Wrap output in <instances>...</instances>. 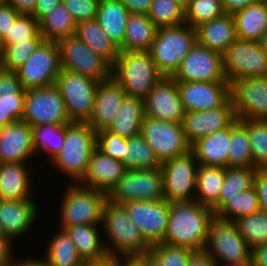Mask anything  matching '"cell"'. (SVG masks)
I'll use <instances>...</instances> for the list:
<instances>
[{
  "label": "cell",
  "mask_w": 267,
  "mask_h": 266,
  "mask_svg": "<svg viewBox=\"0 0 267 266\" xmlns=\"http://www.w3.org/2000/svg\"><path fill=\"white\" fill-rule=\"evenodd\" d=\"M214 217L210 207L195 200L169 202L168 228L161 243L201 251Z\"/></svg>",
  "instance_id": "6da1fadb"
},
{
  "label": "cell",
  "mask_w": 267,
  "mask_h": 266,
  "mask_svg": "<svg viewBox=\"0 0 267 266\" xmlns=\"http://www.w3.org/2000/svg\"><path fill=\"white\" fill-rule=\"evenodd\" d=\"M96 148V132L88 123L66 125V136L60 153L49 163L64 175L67 183H80L87 174L90 156ZM70 179V180H69Z\"/></svg>",
  "instance_id": "7a4b0ae2"
},
{
  "label": "cell",
  "mask_w": 267,
  "mask_h": 266,
  "mask_svg": "<svg viewBox=\"0 0 267 266\" xmlns=\"http://www.w3.org/2000/svg\"><path fill=\"white\" fill-rule=\"evenodd\" d=\"M101 226L109 255L140 256L151 249L122 205L107 200L103 206Z\"/></svg>",
  "instance_id": "3957f363"
},
{
  "label": "cell",
  "mask_w": 267,
  "mask_h": 266,
  "mask_svg": "<svg viewBox=\"0 0 267 266\" xmlns=\"http://www.w3.org/2000/svg\"><path fill=\"white\" fill-rule=\"evenodd\" d=\"M58 202V227L65 229L74 225H102L103 206L107 194L80 183H68ZM60 220V221H59Z\"/></svg>",
  "instance_id": "277c9868"
},
{
  "label": "cell",
  "mask_w": 267,
  "mask_h": 266,
  "mask_svg": "<svg viewBox=\"0 0 267 266\" xmlns=\"http://www.w3.org/2000/svg\"><path fill=\"white\" fill-rule=\"evenodd\" d=\"M112 77L120 84L126 96L145 99L163 77L149 52L120 51L112 66Z\"/></svg>",
  "instance_id": "5b68a950"
},
{
  "label": "cell",
  "mask_w": 267,
  "mask_h": 266,
  "mask_svg": "<svg viewBox=\"0 0 267 266\" xmlns=\"http://www.w3.org/2000/svg\"><path fill=\"white\" fill-rule=\"evenodd\" d=\"M196 43V30L188 24L157 28L150 50L153 62L163 77H172L183 58Z\"/></svg>",
  "instance_id": "8992f818"
},
{
  "label": "cell",
  "mask_w": 267,
  "mask_h": 266,
  "mask_svg": "<svg viewBox=\"0 0 267 266\" xmlns=\"http://www.w3.org/2000/svg\"><path fill=\"white\" fill-rule=\"evenodd\" d=\"M203 250L210 255L217 266L252 260V249L240 235L236 223L216 216L209 225Z\"/></svg>",
  "instance_id": "52a82bcc"
},
{
  "label": "cell",
  "mask_w": 267,
  "mask_h": 266,
  "mask_svg": "<svg viewBox=\"0 0 267 266\" xmlns=\"http://www.w3.org/2000/svg\"><path fill=\"white\" fill-rule=\"evenodd\" d=\"M107 200L117 205L132 200H165L161 168L127 170L107 194Z\"/></svg>",
  "instance_id": "ba28073f"
},
{
  "label": "cell",
  "mask_w": 267,
  "mask_h": 266,
  "mask_svg": "<svg viewBox=\"0 0 267 266\" xmlns=\"http://www.w3.org/2000/svg\"><path fill=\"white\" fill-rule=\"evenodd\" d=\"M99 81L88 76L61 69L55 85L65 102L71 122L87 123L93 114Z\"/></svg>",
  "instance_id": "9c48e42d"
},
{
  "label": "cell",
  "mask_w": 267,
  "mask_h": 266,
  "mask_svg": "<svg viewBox=\"0 0 267 266\" xmlns=\"http://www.w3.org/2000/svg\"><path fill=\"white\" fill-rule=\"evenodd\" d=\"M31 127L43 124H71L65 102L53 84L46 87L26 90L24 98V113L21 118Z\"/></svg>",
  "instance_id": "30bf717a"
},
{
  "label": "cell",
  "mask_w": 267,
  "mask_h": 266,
  "mask_svg": "<svg viewBox=\"0 0 267 266\" xmlns=\"http://www.w3.org/2000/svg\"><path fill=\"white\" fill-rule=\"evenodd\" d=\"M57 43L61 69L88 76L99 82L112 77V66L76 35L61 38Z\"/></svg>",
  "instance_id": "8fae6325"
},
{
  "label": "cell",
  "mask_w": 267,
  "mask_h": 266,
  "mask_svg": "<svg viewBox=\"0 0 267 266\" xmlns=\"http://www.w3.org/2000/svg\"><path fill=\"white\" fill-rule=\"evenodd\" d=\"M60 71V49L57 41L43 40L16 73L23 89L29 90L55 84Z\"/></svg>",
  "instance_id": "7c38bea8"
},
{
  "label": "cell",
  "mask_w": 267,
  "mask_h": 266,
  "mask_svg": "<svg viewBox=\"0 0 267 266\" xmlns=\"http://www.w3.org/2000/svg\"><path fill=\"white\" fill-rule=\"evenodd\" d=\"M223 69L230 84L243 78L267 76V54L258 42L236 39L223 53Z\"/></svg>",
  "instance_id": "4fadbf2b"
},
{
  "label": "cell",
  "mask_w": 267,
  "mask_h": 266,
  "mask_svg": "<svg viewBox=\"0 0 267 266\" xmlns=\"http://www.w3.org/2000/svg\"><path fill=\"white\" fill-rule=\"evenodd\" d=\"M140 134L162 163L191 151L182 124L144 117Z\"/></svg>",
  "instance_id": "5bb4252c"
},
{
  "label": "cell",
  "mask_w": 267,
  "mask_h": 266,
  "mask_svg": "<svg viewBox=\"0 0 267 266\" xmlns=\"http://www.w3.org/2000/svg\"><path fill=\"white\" fill-rule=\"evenodd\" d=\"M199 164L193 152L168 159L161 164L164 199L168 202L193 201Z\"/></svg>",
  "instance_id": "9a60e30c"
},
{
  "label": "cell",
  "mask_w": 267,
  "mask_h": 266,
  "mask_svg": "<svg viewBox=\"0 0 267 266\" xmlns=\"http://www.w3.org/2000/svg\"><path fill=\"white\" fill-rule=\"evenodd\" d=\"M172 78L182 82H228L223 69V54L196 42Z\"/></svg>",
  "instance_id": "2e32d148"
},
{
  "label": "cell",
  "mask_w": 267,
  "mask_h": 266,
  "mask_svg": "<svg viewBox=\"0 0 267 266\" xmlns=\"http://www.w3.org/2000/svg\"><path fill=\"white\" fill-rule=\"evenodd\" d=\"M131 221L143 238L152 246L161 243L166 235L169 218V202L132 200L123 203Z\"/></svg>",
  "instance_id": "e0dca14e"
},
{
  "label": "cell",
  "mask_w": 267,
  "mask_h": 266,
  "mask_svg": "<svg viewBox=\"0 0 267 266\" xmlns=\"http://www.w3.org/2000/svg\"><path fill=\"white\" fill-rule=\"evenodd\" d=\"M40 210L43 211L40 209V201L38 203L35 198L0 199V233L16 244L15 242L32 233L31 229L35 228V223L40 220Z\"/></svg>",
  "instance_id": "ac0fdd59"
},
{
  "label": "cell",
  "mask_w": 267,
  "mask_h": 266,
  "mask_svg": "<svg viewBox=\"0 0 267 266\" xmlns=\"http://www.w3.org/2000/svg\"><path fill=\"white\" fill-rule=\"evenodd\" d=\"M231 98L238 120H267V76L234 81L231 84Z\"/></svg>",
  "instance_id": "d6986e66"
},
{
  "label": "cell",
  "mask_w": 267,
  "mask_h": 266,
  "mask_svg": "<svg viewBox=\"0 0 267 266\" xmlns=\"http://www.w3.org/2000/svg\"><path fill=\"white\" fill-rule=\"evenodd\" d=\"M145 116L182 124L185 110L176 80L162 77L144 99Z\"/></svg>",
  "instance_id": "ffe728a7"
},
{
  "label": "cell",
  "mask_w": 267,
  "mask_h": 266,
  "mask_svg": "<svg viewBox=\"0 0 267 266\" xmlns=\"http://www.w3.org/2000/svg\"><path fill=\"white\" fill-rule=\"evenodd\" d=\"M176 84L185 112L215 109L231 97L229 82L176 81Z\"/></svg>",
  "instance_id": "44dd1931"
},
{
  "label": "cell",
  "mask_w": 267,
  "mask_h": 266,
  "mask_svg": "<svg viewBox=\"0 0 267 266\" xmlns=\"http://www.w3.org/2000/svg\"><path fill=\"white\" fill-rule=\"evenodd\" d=\"M236 120L234 103L230 97L218 108L185 112L182 127L187 141L192 144L199 138L230 127Z\"/></svg>",
  "instance_id": "7402d4cb"
},
{
  "label": "cell",
  "mask_w": 267,
  "mask_h": 266,
  "mask_svg": "<svg viewBox=\"0 0 267 266\" xmlns=\"http://www.w3.org/2000/svg\"><path fill=\"white\" fill-rule=\"evenodd\" d=\"M35 157L28 123L17 120L0 128V164L29 163Z\"/></svg>",
  "instance_id": "603a6c76"
},
{
  "label": "cell",
  "mask_w": 267,
  "mask_h": 266,
  "mask_svg": "<svg viewBox=\"0 0 267 266\" xmlns=\"http://www.w3.org/2000/svg\"><path fill=\"white\" fill-rule=\"evenodd\" d=\"M125 96L120 84L113 77L97 84L93 114L87 122L96 133L106 130L114 121Z\"/></svg>",
  "instance_id": "cb8c5ba5"
},
{
  "label": "cell",
  "mask_w": 267,
  "mask_h": 266,
  "mask_svg": "<svg viewBox=\"0 0 267 266\" xmlns=\"http://www.w3.org/2000/svg\"><path fill=\"white\" fill-rule=\"evenodd\" d=\"M126 171L122 161L104 155L95 148L90 156L87 174L80 184L108 194Z\"/></svg>",
  "instance_id": "d4e9b609"
},
{
  "label": "cell",
  "mask_w": 267,
  "mask_h": 266,
  "mask_svg": "<svg viewBox=\"0 0 267 266\" xmlns=\"http://www.w3.org/2000/svg\"><path fill=\"white\" fill-rule=\"evenodd\" d=\"M28 163L0 164V199L22 200L36 198L33 184L35 173ZM34 191V192H33ZM33 192V193H32Z\"/></svg>",
  "instance_id": "484cf974"
},
{
  "label": "cell",
  "mask_w": 267,
  "mask_h": 266,
  "mask_svg": "<svg viewBox=\"0 0 267 266\" xmlns=\"http://www.w3.org/2000/svg\"><path fill=\"white\" fill-rule=\"evenodd\" d=\"M231 126L197 139L191 144V151L200 165L229 167Z\"/></svg>",
  "instance_id": "4316f807"
},
{
  "label": "cell",
  "mask_w": 267,
  "mask_h": 266,
  "mask_svg": "<svg viewBox=\"0 0 267 266\" xmlns=\"http://www.w3.org/2000/svg\"><path fill=\"white\" fill-rule=\"evenodd\" d=\"M195 30L198 44L221 54L237 39L234 17L228 13L198 25Z\"/></svg>",
  "instance_id": "83f0119b"
},
{
  "label": "cell",
  "mask_w": 267,
  "mask_h": 266,
  "mask_svg": "<svg viewBox=\"0 0 267 266\" xmlns=\"http://www.w3.org/2000/svg\"><path fill=\"white\" fill-rule=\"evenodd\" d=\"M239 40L259 42L267 31V0L253 3L233 14Z\"/></svg>",
  "instance_id": "f1b7e54d"
},
{
  "label": "cell",
  "mask_w": 267,
  "mask_h": 266,
  "mask_svg": "<svg viewBox=\"0 0 267 266\" xmlns=\"http://www.w3.org/2000/svg\"><path fill=\"white\" fill-rule=\"evenodd\" d=\"M131 13L120 0H100L96 20L102 30L120 48Z\"/></svg>",
  "instance_id": "f546056e"
},
{
  "label": "cell",
  "mask_w": 267,
  "mask_h": 266,
  "mask_svg": "<svg viewBox=\"0 0 267 266\" xmlns=\"http://www.w3.org/2000/svg\"><path fill=\"white\" fill-rule=\"evenodd\" d=\"M114 121L106 129L107 132L130 139L140 134L141 124L145 117L144 100L125 96Z\"/></svg>",
  "instance_id": "4dcf8cb0"
},
{
  "label": "cell",
  "mask_w": 267,
  "mask_h": 266,
  "mask_svg": "<svg viewBox=\"0 0 267 266\" xmlns=\"http://www.w3.org/2000/svg\"><path fill=\"white\" fill-rule=\"evenodd\" d=\"M101 229V225H74L64 229L86 263L107 255Z\"/></svg>",
  "instance_id": "1f68e13d"
},
{
  "label": "cell",
  "mask_w": 267,
  "mask_h": 266,
  "mask_svg": "<svg viewBox=\"0 0 267 266\" xmlns=\"http://www.w3.org/2000/svg\"><path fill=\"white\" fill-rule=\"evenodd\" d=\"M53 235V236H52ZM46 240L42 256L48 266H83L86 262L80 257L75 244L67 232L61 228L54 229V233ZM48 241V242H47Z\"/></svg>",
  "instance_id": "d6a6232c"
},
{
  "label": "cell",
  "mask_w": 267,
  "mask_h": 266,
  "mask_svg": "<svg viewBox=\"0 0 267 266\" xmlns=\"http://www.w3.org/2000/svg\"><path fill=\"white\" fill-rule=\"evenodd\" d=\"M75 35L111 66L119 56V48L102 30L96 19L76 24Z\"/></svg>",
  "instance_id": "836d02e7"
},
{
  "label": "cell",
  "mask_w": 267,
  "mask_h": 266,
  "mask_svg": "<svg viewBox=\"0 0 267 266\" xmlns=\"http://www.w3.org/2000/svg\"><path fill=\"white\" fill-rule=\"evenodd\" d=\"M157 27L146 14H131L125 28V38L119 51L148 52L156 35Z\"/></svg>",
  "instance_id": "e575fe53"
},
{
  "label": "cell",
  "mask_w": 267,
  "mask_h": 266,
  "mask_svg": "<svg viewBox=\"0 0 267 266\" xmlns=\"http://www.w3.org/2000/svg\"><path fill=\"white\" fill-rule=\"evenodd\" d=\"M31 129L35 156L46 155L44 156L46 161L50 162L63 147L66 125L43 124L31 127Z\"/></svg>",
  "instance_id": "d590c367"
},
{
  "label": "cell",
  "mask_w": 267,
  "mask_h": 266,
  "mask_svg": "<svg viewBox=\"0 0 267 266\" xmlns=\"http://www.w3.org/2000/svg\"><path fill=\"white\" fill-rule=\"evenodd\" d=\"M225 179V168L200 165L197 168L195 201L212 207L219 198Z\"/></svg>",
  "instance_id": "8d00e7d4"
},
{
  "label": "cell",
  "mask_w": 267,
  "mask_h": 266,
  "mask_svg": "<svg viewBox=\"0 0 267 266\" xmlns=\"http://www.w3.org/2000/svg\"><path fill=\"white\" fill-rule=\"evenodd\" d=\"M39 29L44 40L58 41L75 35L76 23L69 10L61 3L39 20Z\"/></svg>",
  "instance_id": "74e56055"
},
{
  "label": "cell",
  "mask_w": 267,
  "mask_h": 266,
  "mask_svg": "<svg viewBox=\"0 0 267 266\" xmlns=\"http://www.w3.org/2000/svg\"><path fill=\"white\" fill-rule=\"evenodd\" d=\"M255 167L225 168V179L219 194L218 201L211 207L216 213L230 198H234L238 193L244 192L253 187Z\"/></svg>",
  "instance_id": "f35d334b"
},
{
  "label": "cell",
  "mask_w": 267,
  "mask_h": 266,
  "mask_svg": "<svg viewBox=\"0 0 267 266\" xmlns=\"http://www.w3.org/2000/svg\"><path fill=\"white\" fill-rule=\"evenodd\" d=\"M123 163L127 170L157 169L161 168L162 164L141 134L128 139V146L125 151V160Z\"/></svg>",
  "instance_id": "ab89813d"
},
{
  "label": "cell",
  "mask_w": 267,
  "mask_h": 266,
  "mask_svg": "<svg viewBox=\"0 0 267 266\" xmlns=\"http://www.w3.org/2000/svg\"><path fill=\"white\" fill-rule=\"evenodd\" d=\"M228 160L229 167H254L248 132L238 119L231 125Z\"/></svg>",
  "instance_id": "60d3db41"
},
{
  "label": "cell",
  "mask_w": 267,
  "mask_h": 266,
  "mask_svg": "<svg viewBox=\"0 0 267 266\" xmlns=\"http://www.w3.org/2000/svg\"><path fill=\"white\" fill-rule=\"evenodd\" d=\"M259 201L254 187L230 198L216 213L217 218L229 221L259 212Z\"/></svg>",
  "instance_id": "b9f144b4"
},
{
  "label": "cell",
  "mask_w": 267,
  "mask_h": 266,
  "mask_svg": "<svg viewBox=\"0 0 267 266\" xmlns=\"http://www.w3.org/2000/svg\"><path fill=\"white\" fill-rule=\"evenodd\" d=\"M239 122L247 129L255 168H267V120L242 119Z\"/></svg>",
  "instance_id": "7bdbcfd3"
},
{
  "label": "cell",
  "mask_w": 267,
  "mask_h": 266,
  "mask_svg": "<svg viewBox=\"0 0 267 266\" xmlns=\"http://www.w3.org/2000/svg\"><path fill=\"white\" fill-rule=\"evenodd\" d=\"M240 235L251 249L267 243V213L259 211L235 221Z\"/></svg>",
  "instance_id": "ee69618b"
},
{
  "label": "cell",
  "mask_w": 267,
  "mask_h": 266,
  "mask_svg": "<svg viewBox=\"0 0 267 266\" xmlns=\"http://www.w3.org/2000/svg\"><path fill=\"white\" fill-rule=\"evenodd\" d=\"M147 16L157 28L185 23V9L175 0H153Z\"/></svg>",
  "instance_id": "f6af8a7d"
},
{
  "label": "cell",
  "mask_w": 267,
  "mask_h": 266,
  "mask_svg": "<svg viewBox=\"0 0 267 266\" xmlns=\"http://www.w3.org/2000/svg\"><path fill=\"white\" fill-rule=\"evenodd\" d=\"M44 39H27L16 41L9 46H3L0 54V68L16 71L34 53Z\"/></svg>",
  "instance_id": "bcb514c9"
},
{
  "label": "cell",
  "mask_w": 267,
  "mask_h": 266,
  "mask_svg": "<svg viewBox=\"0 0 267 266\" xmlns=\"http://www.w3.org/2000/svg\"><path fill=\"white\" fill-rule=\"evenodd\" d=\"M224 14L222 0H192L185 9V24L195 28Z\"/></svg>",
  "instance_id": "7dc6e473"
},
{
  "label": "cell",
  "mask_w": 267,
  "mask_h": 266,
  "mask_svg": "<svg viewBox=\"0 0 267 266\" xmlns=\"http://www.w3.org/2000/svg\"><path fill=\"white\" fill-rule=\"evenodd\" d=\"M27 39H43L40 34L39 21L30 15H20L12 25L10 33L2 41V45L9 46L16 41H27Z\"/></svg>",
  "instance_id": "c3c4849f"
},
{
  "label": "cell",
  "mask_w": 267,
  "mask_h": 266,
  "mask_svg": "<svg viewBox=\"0 0 267 266\" xmlns=\"http://www.w3.org/2000/svg\"><path fill=\"white\" fill-rule=\"evenodd\" d=\"M150 251L161 261L163 266H187L195 252L189 248L157 243Z\"/></svg>",
  "instance_id": "681fc988"
},
{
  "label": "cell",
  "mask_w": 267,
  "mask_h": 266,
  "mask_svg": "<svg viewBox=\"0 0 267 266\" xmlns=\"http://www.w3.org/2000/svg\"><path fill=\"white\" fill-rule=\"evenodd\" d=\"M128 146V139L113 135L106 130L96 133V148L104 155L113 159L124 161L125 151Z\"/></svg>",
  "instance_id": "f907efd6"
},
{
  "label": "cell",
  "mask_w": 267,
  "mask_h": 266,
  "mask_svg": "<svg viewBox=\"0 0 267 266\" xmlns=\"http://www.w3.org/2000/svg\"><path fill=\"white\" fill-rule=\"evenodd\" d=\"M24 98L25 96H0V128L21 120Z\"/></svg>",
  "instance_id": "816d5d0a"
},
{
  "label": "cell",
  "mask_w": 267,
  "mask_h": 266,
  "mask_svg": "<svg viewBox=\"0 0 267 266\" xmlns=\"http://www.w3.org/2000/svg\"><path fill=\"white\" fill-rule=\"evenodd\" d=\"M69 10L74 22L96 19L100 0H61Z\"/></svg>",
  "instance_id": "f5cc1de1"
},
{
  "label": "cell",
  "mask_w": 267,
  "mask_h": 266,
  "mask_svg": "<svg viewBox=\"0 0 267 266\" xmlns=\"http://www.w3.org/2000/svg\"><path fill=\"white\" fill-rule=\"evenodd\" d=\"M25 92L16 71L0 68V96H25Z\"/></svg>",
  "instance_id": "db71d44e"
},
{
  "label": "cell",
  "mask_w": 267,
  "mask_h": 266,
  "mask_svg": "<svg viewBox=\"0 0 267 266\" xmlns=\"http://www.w3.org/2000/svg\"><path fill=\"white\" fill-rule=\"evenodd\" d=\"M20 14L7 2L0 1V37L2 41L10 33Z\"/></svg>",
  "instance_id": "11a10c76"
},
{
  "label": "cell",
  "mask_w": 267,
  "mask_h": 266,
  "mask_svg": "<svg viewBox=\"0 0 267 266\" xmlns=\"http://www.w3.org/2000/svg\"><path fill=\"white\" fill-rule=\"evenodd\" d=\"M253 187L259 201L260 211L267 213V168H256Z\"/></svg>",
  "instance_id": "9f6ffc18"
},
{
  "label": "cell",
  "mask_w": 267,
  "mask_h": 266,
  "mask_svg": "<svg viewBox=\"0 0 267 266\" xmlns=\"http://www.w3.org/2000/svg\"><path fill=\"white\" fill-rule=\"evenodd\" d=\"M15 245L5 235L0 233V266H10L15 256Z\"/></svg>",
  "instance_id": "6f0895ef"
},
{
  "label": "cell",
  "mask_w": 267,
  "mask_h": 266,
  "mask_svg": "<svg viewBox=\"0 0 267 266\" xmlns=\"http://www.w3.org/2000/svg\"><path fill=\"white\" fill-rule=\"evenodd\" d=\"M9 3L20 15H30L36 9V0H3Z\"/></svg>",
  "instance_id": "680465c9"
},
{
  "label": "cell",
  "mask_w": 267,
  "mask_h": 266,
  "mask_svg": "<svg viewBox=\"0 0 267 266\" xmlns=\"http://www.w3.org/2000/svg\"><path fill=\"white\" fill-rule=\"evenodd\" d=\"M131 14H146L153 0H120Z\"/></svg>",
  "instance_id": "91938a15"
},
{
  "label": "cell",
  "mask_w": 267,
  "mask_h": 266,
  "mask_svg": "<svg viewBox=\"0 0 267 266\" xmlns=\"http://www.w3.org/2000/svg\"><path fill=\"white\" fill-rule=\"evenodd\" d=\"M61 3V0H36V9L33 13V17L39 21L42 17L53 10L54 7Z\"/></svg>",
  "instance_id": "94428289"
},
{
  "label": "cell",
  "mask_w": 267,
  "mask_h": 266,
  "mask_svg": "<svg viewBox=\"0 0 267 266\" xmlns=\"http://www.w3.org/2000/svg\"><path fill=\"white\" fill-rule=\"evenodd\" d=\"M17 256H19L18 253L17 255L15 254L10 266H48L47 261L41 254L37 258L35 256L29 257L28 255H26L28 258L26 256L24 258Z\"/></svg>",
  "instance_id": "6125c7cd"
},
{
  "label": "cell",
  "mask_w": 267,
  "mask_h": 266,
  "mask_svg": "<svg viewBox=\"0 0 267 266\" xmlns=\"http://www.w3.org/2000/svg\"><path fill=\"white\" fill-rule=\"evenodd\" d=\"M187 266H217V263L204 250L195 251Z\"/></svg>",
  "instance_id": "be15d7a7"
},
{
  "label": "cell",
  "mask_w": 267,
  "mask_h": 266,
  "mask_svg": "<svg viewBox=\"0 0 267 266\" xmlns=\"http://www.w3.org/2000/svg\"><path fill=\"white\" fill-rule=\"evenodd\" d=\"M261 0H222L225 13L233 15L250 4L260 2Z\"/></svg>",
  "instance_id": "e7e4bbea"
},
{
  "label": "cell",
  "mask_w": 267,
  "mask_h": 266,
  "mask_svg": "<svg viewBox=\"0 0 267 266\" xmlns=\"http://www.w3.org/2000/svg\"><path fill=\"white\" fill-rule=\"evenodd\" d=\"M88 266H125V256L107 254L96 261L88 262Z\"/></svg>",
  "instance_id": "03108f58"
},
{
  "label": "cell",
  "mask_w": 267,
  "mask_h": 266,
  "mask_svg": "<svg viewBox=\"0 0 267 266\" xmlns=\"http://www.w3.org/2000/svg\"><path fill=\"white\" fill-rule=\"evenodd\" d=\"M253 266H267V243L252 249Z\"/></svg>",
  "instance_id": "003e7915"
},
{
  "label": "cell",
  "mask_w": 267,
  "mask_h": 266,
  "mask_svg": "<svg viewBox=\"0 0 267 266\" xmlns=\"http://www.w3.org/2000/svg\"><path fill=\"white\" fill-rule=\"evenodd\" d=\"M140 257L144 260L145 266H163L161 261L151 251L140 255Z\"/></svg>",
  "instance_id": "a7ac6f4b"
},
{
  "label": "cell",
  "mask_w": 267,
  "mask_h": 266,
  "mask_svg": "<svg viewBox=\"0 0 267 266\" xmlns=\"http://www.w3.org/2000/svg\"><path fill=\"white\" fill-rule=\"evenodd\" d=\"M125 266H145L140 256H125Z\"/></svg>",
  "instance_id": "89a4df30"
},
{
  "label": "cell",
  "mask_w": 267,
  "mask_h": 266,
  "mask_svg": "<svg viewBox=\"0 0 267 266\" xmlns=\"http://www.w3.org/2000/svg\"><path fill=\"white\" fill-rule=\"evenodd\" d=\"M263 51L267 54V31L261 36L258 42Z\"/></svg>",
  "instance_id": "2644e50d"
},
{
  "label": "cell",
  "mask_w": 267,
  "mask_h": 266,
  "mask_svg": "<svg viewBox=\"0 0 267 266\" xmlns=\"http://www.w3.org/2000/svg\"><path fill=\"white\" fill-rule=\"evenodd\" d=\"M222 266H253L252 260H246L239 263L229 264V265H222Z\"/></svg>",
  "instance_id": "8c879c8a"
},
{
  "label": "cell",
  "mask_w": 267,
  "mask_h": 266,
  "mask_svg": "<svg viewBox=\"0 0 267 266\" xmlns=\"http://www.w3.org/2000/svg\"><path fill=\"white\" fill-rule=\"evenodd\" d=\"M181 7L186 9L192 0H175Z\"/></svg>",
  "instance_id": "753ad0ef"
},
{
  "label": "cell",
  "mask_w": 267,
  "mask_h": 266,
  "mask_svg": "<svg viewBox=\"0 0 267 266\" xmlns=\"http://www.w3.org/2000/svg\"><path fill=\"white\" fill-rule=\"evenodd\" d=\"M2 50H3V45H2V39L0 37V54H1Z\"/></svg>",
  "instance_id": "34e18365"
}]
</instances>
